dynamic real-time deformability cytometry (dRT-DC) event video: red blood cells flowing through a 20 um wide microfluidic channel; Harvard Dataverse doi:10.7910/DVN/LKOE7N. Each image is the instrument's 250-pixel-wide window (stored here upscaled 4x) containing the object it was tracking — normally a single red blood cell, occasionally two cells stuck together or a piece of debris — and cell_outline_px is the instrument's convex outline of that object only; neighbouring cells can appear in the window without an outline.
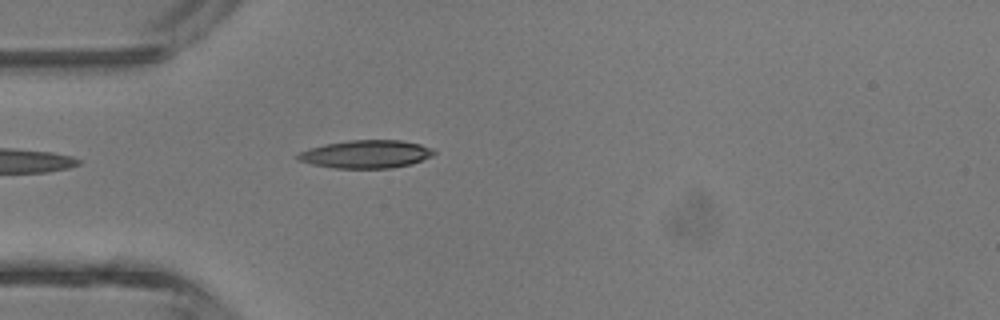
{"species": "common noctule bat (a hibernating species)", "species_latin": "Nyctalus noctula", "temperature_condition": "room temperature", "stored_images_in_passage": 31, "camera_frame_rate_fps": 3000, "um_per_image_px": 0.085, "animal": {"sex": "male", "body_mass_g": 13.3}, "frame": {"image": 1, "passage_image": 1, "time_ms": 0.0, "image_size_px": [1000, 320], "cell_outline_px": [[436, 152], [432, 156], [412, 164], [392, 168], [336, 168], [312, 164], [296, 160], [296, 156], [300, 152], [308, 148], [324, 144], [348, 140], [400, 140], [420, 144], [432, 148]], "centroid_in_image_um": [31.11, 13.1], "position_along_channel_um": 53.9, "area_um2": 22.31}}
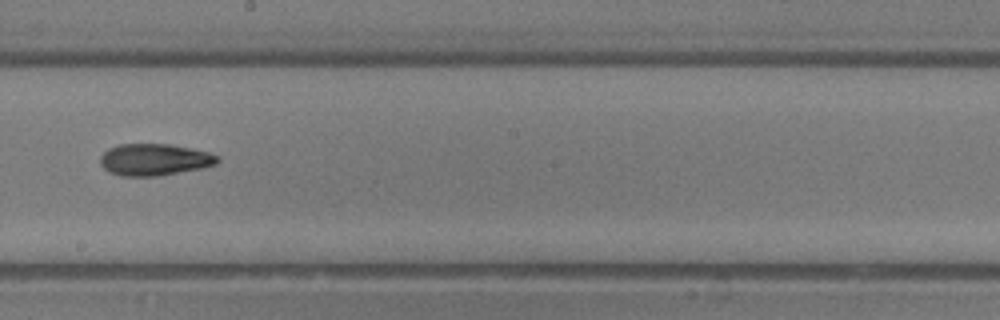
{"frame": {"image": 2, "passage_image": 13, "time_ms": 4.0, "image_size_px": [1000, 320], "cell_outline_px": [[220, 160], [216, 164], [204, 168], [160, 176], [120, 176], [108, 172], [100, 164], [100, 156], [108, 148], [120, 144], [168, 144], [192, 148], [208, 152], [220, 156]], "centroid_in_image_um": [13.14, 13.57], "position_along_channel_um": 235.1, "area_um2": 22.02}}
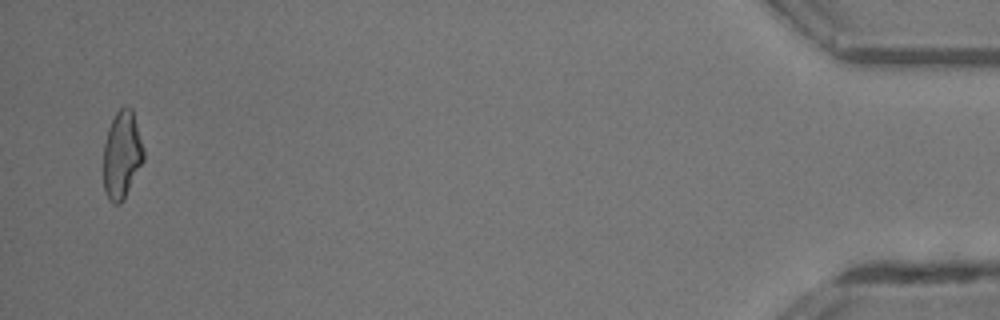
{"frame": {"image": 3, "passage_image": 31, "time_ms": 10.0, "image_size_px": [1000, 320], "cell_outline_px": [[144, 160], [120, 204], [112, 204], [108, 200], [104, 192], [104, 144], [108, 128], [116, 112], [120, 108], [132, 108], [144, 148]], "centroid_in_image_um": [10.35, 13.17], "position_along_channel_um": 424.8, "area_um2": 20.35}, "authors_computed_cell_mechanics": {"area_um2": 20.9814, "velocity_mm_per_s": 4.6941, "shape_relaxation_time_tau1_ms": 4.4997, "shape_relaxation_time_tau2_ms": 5.6319, "deformation_change_tau1": 0.154, "deformation_change_tau2": 0.17}}